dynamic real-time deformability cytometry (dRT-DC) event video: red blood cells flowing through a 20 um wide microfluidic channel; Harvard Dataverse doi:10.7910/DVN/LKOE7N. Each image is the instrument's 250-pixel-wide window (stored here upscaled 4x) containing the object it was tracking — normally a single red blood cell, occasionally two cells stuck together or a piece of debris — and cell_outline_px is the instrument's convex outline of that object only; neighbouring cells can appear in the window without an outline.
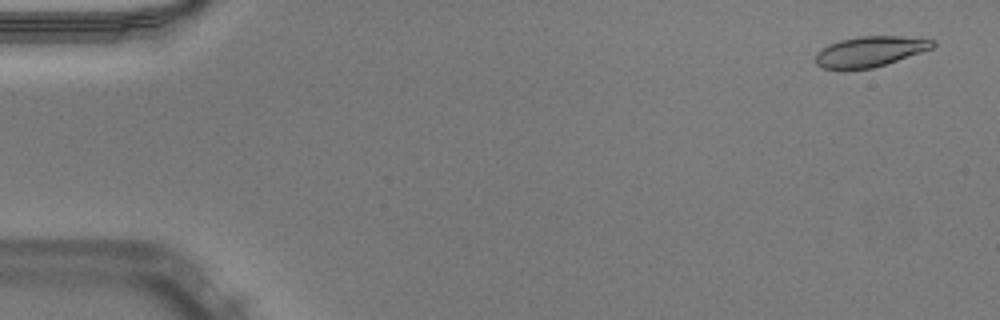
{"species": "Egyptian fruit bat (a non-hibernating species)", "species_latin": "Rousettus aegyptiacus", "temperature_condition": "warm", "stored_images_in_passage": 50, "camera_frame_rate_fps": 3000, "um_per_image_px": 0.085, "animal": {"sex": "male"}, "frame": {"image": 1, "passage_image": 2, "time_ms": 0.333, "image_size_px": [1000, 320], "cell_outline_px": [[936, 44], [932, 48], [872, 68], [844, 72], [820, 68], [816, 64], [816, 52], [828, 44], [840, 40], [860, 36], [900, 36], [936, 40]], "centroid_in_image_um": [73.86, 4.41], "position_along_channel_um": 11.1, "area_um2": 21.1}}
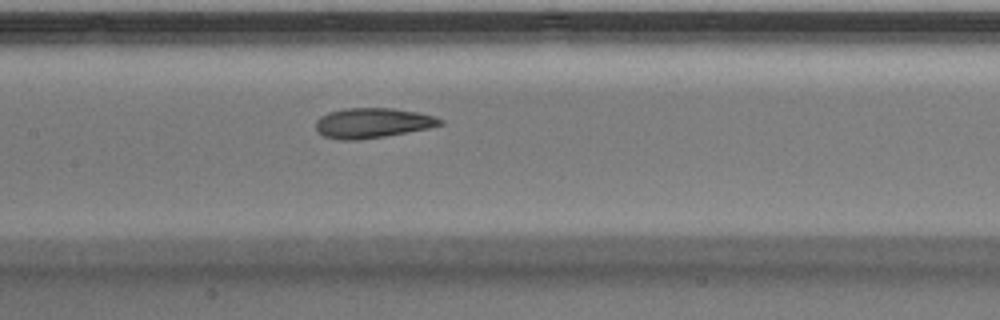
{"frame": {"image": 2, "passage_image": 24, "time_ms": 7.667, "image_size_px": [1000, 320], "cell_outline_px": [[444, 124], [428, 128], [384, 136], [356, 140], [340, 140], [324, 136], [316, 128], [316, 120], [320, 116], [328, 112], [344, 108], [392, 108], [416, 112], [436, 116], [444, 120]], "centroid_in_image_um": [31.67, 10.44], "position_along_channel_um": 175.7, "area_um2": 21.68}}
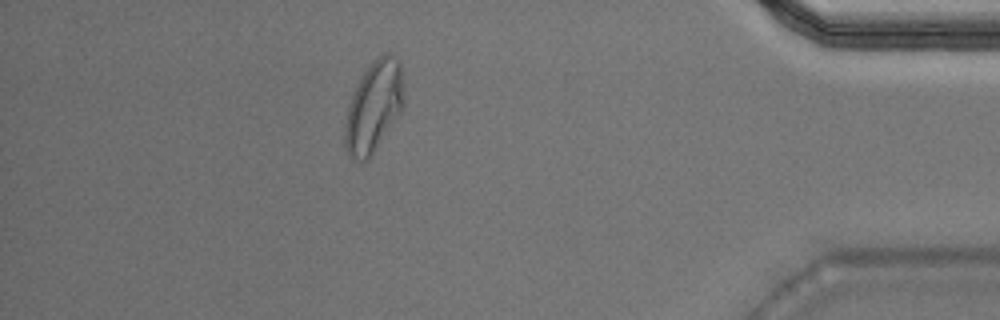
{"frame": {"image": 3, "passage_image": 44, "time_ms": 14.333, "image_size_px": [1000, 320], "cell_outline_px": [[404, 108], [372, 156], [368, 160], [356, 160], [348, 152], [344, 144], [344, 124], [348, 108], [356, 84], [364, 72], [380, 56], [388, 52], [400, 60], [404, 96]], "centroid_in_image_um": [31.79, 9.1], "position_along_channel_um": 403.4, "area_um2": 31.21}, "authors_computed_cell_mechanics": {"area_um2": 21.9351, "velocity_mm_per_s": 4.045, "shape_relaxation_time_tau1_ms": 3.5805, "shape_relaxation_time_tau2_ms": 1.7049, "deformation_change_tau1": 0.1692, "deformation_change_tau2": 0.0898}}